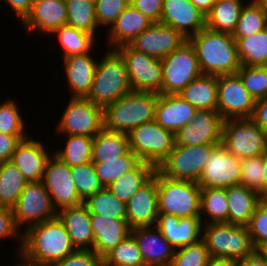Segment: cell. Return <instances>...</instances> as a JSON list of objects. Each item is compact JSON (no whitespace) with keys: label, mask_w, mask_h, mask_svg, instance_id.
Listing matches in <instances>:
<instances>
[{"label":"cell","mask_w":267,"mask_h":266,"mask_svg":"<svg viewBox=\"0 0 267 266\" xmlns=\"http://www.w3.org/2000/svg\"><path fill=\"white\" fill-rule=\"evenodd\" d=\"M206 266H236V260L211 257Z\"/></svg>","instance_id":"6125c7cd"},{"label":"cell","mask_w":267,"mask_h":266,"mask_svg":"<svg viewBox=\"0 0 267 266\" xmlns=\"http://www.w3.org/2000/svg\"><path fill=\"white\" fill-rule=\"evenodd\" d=\"M28 135H7L0 133V162L11 161L17 145Z\"/></svg>","instance_id":"9f6ffc18"},{"label":"cell","mask_w":267,"mask_h":266,"mask_svg":"<svg viewBox=\"0 0 267 266\" xmlns=\"http://www.w3.org/2000/svg\"><path fill=\"white\" fill-rule=\"evenodd\" d=\"M259 1L263 4L265 10L267 11V0H259Z\"/></svg>","instance_id":"e7e4bbea"},{"label":"cell","mask_w":267,"mask_h":266,"mask_svg":"<svg viewBox=\"0 0 267 266\" xmlns=\"http://www.w3.org/2000/svg\"><path fill=\"white\" fill-rule=\"evenodd\" d=\"M145 266H170L175 249L154 227L131 229Z\"/></svg>","instance_id":"603a6c76"},{"label":"cell","mask_w":267,"mask_h":266,"mask_svg":"<svg viewBox=\"0 0 267 266\" xmlns=\"http://www.w3.org/2000/svg\"><path fill=\"white\" fill-rule=\"evenodd\" d=\"M198 109L178 94H158L155 121L174 134L192 121Z\"/></svg>","instance_id":"d4e9b609"},{"label":"cell","mask_w":267,"mask_h":266,"mask_svg":"<svg viewBox=\"0 0 267 266\" xmlns=\"http://www.w3.org/2000/svg\"><path fill=\"white\" fill-rule=\"evenodd\" d=\"M241 65L267 66V28L236 40Z\"/></svg>","instance_id":"d590c367"},{"label":"cell","mask_w":267,"mask_h":266,"mask_svg":"<svg viewBox=\"0 0 267 266\" xmlns=\"http://www.w3.org/2000/svg\"><path fill=\"white\" fill-rule=\"evenodd\" d=\"M91 227L94 232L93 251L101 258L131 234L126 219H111L91 214Z\"/></svg>","instance_id":"4316f807"},{"label":"cell","mask_w":267,"mask_h":266,"mask_svg":"<svg viewBox=\"0 0 267 266\" xmlns=\"http://www.w3.org/2000/svg\"><path fill=\"white\" fill-rule=\"evenodd\" d=\"M237 74L255 100L267 97V66L241 65Z\"/></svg>","instance_id":"bcb514c9"},{"label":"cell","mask_w":267,"mask_h":266,"mask_svg":"<svg viewBox=\"0 0 267 266\" xmlns=\"http://www.w3.org/2000/svg\"><path fill=\"white\" fill-rule=\"evenodd\" d=\"M263 156L241 159L240 184L258 192L263 197Z\"/></svg>","instance_id":"f907efd6"},{"label":"cell","mask_w":267,"mask_h":266,"mask_svg":"<svg viewBox=\"0 0 267 266\" xmlns=\"http://www.w3.org/2000/svg\"><path fill=\"white\" fill-rule=\"evenodd\" d=\"M49 157L42 183L51 197L54 208L58 211L65 207L82 204L71 174V167L64 163L54 152Z\"/></svg>","instance_id":"9a60e30c"},{"label":"cell","mask_w":267,"mask_h":266,"mask_svg":"<svg viewBox=\"0 0 267 266\" xmlns=\"http://www.w3.org/2000/svg\"><path fill=\"white\" fill-rule=\"evenodd\" d=\"M241 158L220 143L213 150L198 180L201 189L228 188L240 184Z\"/></svg>","instance_id":"2e32d148"},{"label":"cell","mask_w":267,"mask_h":266,"mask_svg":"<svg viewBox=\"0 0 267 266\" xmlns=\"http://www.w3.org/2000/svg\"><path fill=\"white\" fill-rule=\"evenodd\" d=\"M103 266H145L132 234L123 239L103 258Z\"/></svg>","instance_id":"ee69618b"},{"label":"cell","mask_w":267,"mask_h":266,"mask_svg":"<svg viewBox=\"0 0 267 266\" xmlns=\"http://www.w3.org/2000/svg\"><path fill=\"white\" fill-rule=\"evenodd\" d=\"M155 170L154 165L140 161L132 170L112 182L107 189L119 200L127 203L136 191L154 175Z\"/></svg>","instance_id":"1f68e13d"},{"label":"cell","mask_w":267,"mask_h":266,"mask_svg":"<svg viewBox=\"0 0 267 266\" xmlns=\"http://www.w3.org/2000/svg\"><path fill=\"white\" fill-rule=\"evenodd\" d=\"M140 162L139 158L129 150L119 159L106 160L93 163L95 173L104 188L116 181L124 173L132 170Z\"/></svg>","instance_id":"7bdbcfd3"},{"label":"cell","mask_w":267,"mask_h":266,"mask_svg":"<svg viewBox=\"0 0 267 266\" xmlns=\"http://www.w3.org/2000/svg\"><path fill=\"white\" fill-rule=\"evenodd\" d=\"M22 21L31 10L35 0H4Z\"/></svg>","instance_id":"91938a15"},{"label":"cell","mask_w":267,"mask_h":266,"mask_svg":"<svg viewBox=\"0 0 267 266\" xmlns=\"http://www.w3.org/2000/svg\"><path fill=\"white\" fill-rule=\"evenodd\" d=\"M129 151L128 135L105 127L93 139L92 162L119 159Z\"/></svg>","instance_id":"d6a6232c"},{"label":"cell","mask_w":267,"mask_h":266,"mask_svg":"<svg viewBox=\"0 0 267 266\" xmlns=\"http://www.w3.org/2000/svg\"><path fill=\"white\" fill-rule=\"evenodd\" d=\"M157 101L156 93L131 91L104 108V127L128 134L139 125L154 121Z\"/></svg>","instance_id":"277c9868"},{"label":"cell","mask_w":267,"mask_h":266,"mask_svg":"<svg viewBox=\"0 0 267 266\" xmlns=\"http://www.w3.org/2000/svg\"><path fill=\"white\" fill-rule=\"evenodd\" d=\"M21 263L27 266H53L77 249L58 217L22 231Z\"/></svg>","instance_id":"6da1fadb"},{"label":"cell","mask_w":267,"mask_h":266,"mask_svg":"<svg viewBox=\"0 0 267 266\" xmlns=\"http://www.w3.org/2000/svg\"><path fill=\"white\" fill-rule=\"evenodd\" d=\"M250 119L267 133V97L256 100Z\"/></svg>","instance_id":"6f0895ef"},{"label":"cell","mask_w":267,"mask_h":266,"mask_svg":"<svg viewBox=\"0 0 267 266\" xmlns=\"http://www.w3.org/2000/svg\"><path fill=\"white\" fill-rule=\"evenodd\" d=\"M124 59L132 91L162 94L161 59L138 52L129 45L115 49Z\"/></svg>","instance_id":"8fae6325"},{"label":"cell","mask_w":267,"mask_h":266,"mask_svg":"<svg viewBox=\"0 0 267 266\" xmlns=\"http://www.w3.org/2000/svg\"><path fill=\"white\" fill-rule=\"evenodd\" d=\"M53 266H103V261L93 250H76Z\"/></svg>","instance_id":"f5cc1de1"},{"label":"cell","mask_w":267,"mask_h":266,"mask_svg":"<svg viewBox=\"0 0 267 266\" xmlns=\"http://www.w3.org/2000/svg\"><path fill=\"white\" fill-rule=\"evenodd\" d=\"M126 221L131 229L152 227L158 217L157 169L126 203Z\"/></svg>","instance_id":"d6986e66"},{"label":"cell","mask_w":267,"mask_h":266,"mask_svg":"<svg viewBox=\"0 0 267 266\" xmlns=\"http://www.w3.org/2000/svg\"><path fill=\"white\" fill-rule=\"evenodd\" d=\"M160 23L173 27L188 40L206 27V15L190 0H163Z\"/></svg>","instance_id":"ffe728a7"},{"label":"cell","mask_w":267,"mask_h":266,"mask_svg":"<svg viewBox=\"0 0 267 266\" xmlns=\"http://www.w3.org/2000/svg\"><path fill=\"white\" fill-rule=\"evenodd\" d=\"M185 41L186 39L173 27L156 22L137 35L129 46L138 52L163 59Z\"/></svg>","instance_id":"ac0fdd59"},{"label":"cell","mask_w":267,"mask_h":266,"mask_svg":"<svg viewBox=\"0 0 267 266\" xmlns=\"http://www.w3.org/2000/svg\"><path fill=\"white\" fill-rule=\"evenodd\" d=\"M64 149L54 153L70 167L92 162L93 137L87 135H67Z\"/></svg>","instance_id":"ab89813d"},{"label":"cell","mask_w":267,"mask_h":266,"mask_svg":"<svg viewBox=\"0 0 267 266\" xmlns=\"http://www.w3.org/2000/svg\"><path fill=\"white\" fill-rule=\"evenodd\" d=\"M90 53L71 55L63 59L72 97H86L90 92L98 62Z\"/></svg>","instance_id":"f1b7e54d"},{"label":"cell","mask_w":267,"mask_h":266,"mask_svg":"<svg viewBox=\"0 0 267 266\" xmlns=\"http://www.w3.org/2000/svg\"><path fill=\"white\" fill-rule=\"evenodd\" d=\"M129 150L140 161L156 168L170 154L175 145V134L163 128L155 120L143 123L128 134Z\"/></svg>","instance_id":"52a82bcc"},{"label":"cell","mask_w":267,"mask_h":266,"mask_svg":"<svg viewBox=\"0 0 267 266\" xmlns=\"http://www.w3.org/2000/svg\"><path fill=\"white\" fill-rule=\"evenodd\" d=\"M244 5L242 0H217L206 15V28L232 34Z\"/></svg>","instance_id":"836d02e7"},{"label":"cell","mask_w":267,"mask_h":266,"mask_svg":"<svg viewBox=\"0 0 267 266\" xmlns=\"http://www.w3.org/2000/svg\"><path fill=\"white\" fill-rule=\"evenodd\" d=\"M155 227L175 250L202 239L200 217L178 218L169 213H158Z\"/></svg>","instance_id":"44dd1931"},{"label":"cell","mask_w":267,"mask_h":266,"mask_svg":"<svg viewBox=\"0 0 267 266\" xmlns=\"http://www.w3.org/2000/svg\"><path fill=\"white\" fill-rule=\"evenodd\" d=\"M267 28V11L259 0L246 3L239 16L232 36L235 40L260 32Z\"/></svg>","instance_id":"74e56055"},{"label":"cell","mask_w":267,"mask_h":266,"mask_svg":"<svg viewBox=\"0 0 267 266\" xmlns=\"http://www.w3.org/2000/svg\"><path fill=\"white\" fill-rule=\"evenodd\" d=\"M152 22L147 16L143 15L138 9L129 4L117 17L109 29L108 44L111 50L129 43L144 30L149 28Z\"/></svg>","instance_id":"83f0119b"},{"label":"cell","mask_w":267,"mask_h":266,"mask_svg":"<svg viewBox=\"0 0 267 266\" xmlns=\"http://www.w3.org/2000/svg\"><path fill=\"white\" fill-rule=\"evenodd\" d=\"M90 214L107 218L126 219V203L119 200L107 188L97 191L83 202Z\"/></svg>","instance_id":"60d3db41"},{"label":"cell","mask_w":267,"mask_h":266,"mask_svg":"<svg viewBox=\"0 0 267 266\" xmlns=\"http://www.w3.org/2000/svg\"><path fill=\"white\" fill-rule=\"evenodd\" d=\"M61 116L57 126L61 134L94 138L104 128V108L86 97H71Z\"/></svg>","instance_id":"7c38bea8"},{"label":"cell","mask_w":267,"mask_h":266,"mask_svg":"<svg viewBox=\"0 0 267 266\" xmlns=\"http://www.w3.org/2000/svg\"><path fill=\"white\" fill-rule=\"evenodd\" d=\"M217 145L184 146L175 144L170 154L156 169L162 175L174 180L198 182L212 150Z\"/></svg>","instance_id":"ba28073f"},{"label":"cell","mask_w":267,"mask_h":266,"mask_svg":"<svg viewBox=\"0 0 267 266\" xmlns=\"http://www.w3.org/2000/svg\"><path fill=\"white\" fill-rule=\"evenodd\" d=\"M57 217L63 223L77 250H93L91 214L84 203L58 210Z\"/></svg>","instance_id":"484cf974"},{"label":"cell","mask_w":267,"mask_h":266,"mask_svg":"<svg viewBox=\"0 0 267 266\" xmlns=\"http://www.w3.org/2000/svg\"><path fill=\"white\" fill-rule=\"evenodd\" d=\"M14 219L17 227H28L52 220L57 217L51 197L42 181L28 182L18 197L16 206L13 208ZM20 226V227H19Z\"/></svg>","instance_id":"4fadbf2b"},{"label":"cell","mask_w":267,"mask_h":266,"mask_svg":"<svg viewBox=\"0 0 267 266\" xmlns=\"http://www.w3.org/2000/svg\"><path fill=\"white\" fill-rule=\"evenodd\" d=\"M263 156L264 171H263V198H267V149Z\"/></svg>","instance_id":"be15d7a7"},{"label":"cell","mask_w":267,"mask_h":266,"mask_svg":"<svg viewBox=\"0 0 267 266\" xmlns=\"http://www.w3.org/2000/svg\"><path fill=\"white\" fill-rule=\"evenodd\" d=\"M103 58L97 62L91 89L86 98L93 104L105 108L130 93L132 89L121 55L110 49Z\"/></svg>","instance_id":"3957f363"},{"label":"cell","mask_w":267,"mask_h":266,"mask_svg":"<svg viewBox=\"0 0 267 266\" xmlns=\"http://www.w3.org/2000/svg\"><path fill=\"white\" fill-rule=\"evenodd\" d=\"M255 103L238 74L218 76L217 112L224 120L251 118Z\"/></svg>","instance_id":"5bb4252c"},{"label":"cell","mask_w":267,"mask_h":266,"mask_svg":"<svg viewBox=\"0 0 267 266\" xmlns=\"http://www.w3.org/2000/svg\"><path fill=\"white\" fill-rule=\"evenodd\" d=\"M194 47L203 74H237L241 67L236 40L232 34L201 29L188 39Z\"/></svg>","instance_id":"7a4b0ae2"},{"label":"cell","mask_w":267,"mask_h":266,"mask_svg":"<svg viewBox=\"0 0 267 266\" xmlns=\"http://www.w3.org/2000/svg\"><path fill=\"white\" fill-rule=\"evenodd\" d=\"M21 23L28 31L49 35L58 27L67 25L66 1L35 0Z\"/></svg>","instance_id":"7402d4cb"},{"label":"cell","mask_w":267,"mask_h":266,"mask_svg":"<svg viewBox=\"0 0 267 266\" xmlns=\"http://www.w3.org/2000/svg\"><path fill=\"white\" fill-rule=\"evenodd\" d=\"M211 256L201 239L175 250L170 266H206Z\"/></svg>","instance_id":"7dc6e473"},{"label":"cell","mask_w":267,"mask_h":266,"mask_svg":"<svg viewBox=\"0 0 267 266\" xmlns=\"http://www.w3.org/2000/svg\"><path fill=\"white\" fill-rule=\"evenodd\" d=\"M16 100L9 99L0 104V133L7 135H28Z\"/></svg>","instance_id":"681fc988"},{"label":"cell","mask_w":267,"mask_h":266,"mask_svg":"<svg viewBox=\"0 0 267 266\" xmlns=\"http://www.w3.org/2000/svg\"><path fill=\"white\" fill-rule=\"evenodd\" d=\"M128 5L126 0H96L95 16L98 27L107 25L111 27Z\"/></svg>","instance_id":"816d5d0a"},{"label":"cell","mask_w":267,"mask_h":266,"mask_svg":"<svg viewBox=\"0 0 267 266\" xmlns=\"http://www.w3.org/2000/svg\"><path fill=\"white\" fill-rule=\"evenodd\" d=\"M203 225L202 240L211 257L238 260L255 251L247 226L227 222Z\"/></svg>","instance_id":"8992f818"},{"label":"cell","mask_w":267,"mask_h":266,"mask_svg":"<svg viewBox=\"0 0 267 266\" xmlns=\"http://www.w3.org/2000/svg\"><path fill=\"white\" fill-rule=\"evenodd\" d=\"M71 174L79 197L83 201L104 188L95 173L93 162L71 167Z\"/></svg>","instance_id":"f6af8a7d"},{"label":"cell","mask_w":267,"mask_h":266,"mask_svg":"<svg viewBox=\"0 0 267 266\" xmlns=\"http://www.w3.org/2000/svg\"><path fill=\"white\" fill-rule=\"evenodd\" d=\"M4 207H3V205H2V203L0 202V209H3Z\"/></svg>","instance_id":"003e7915"},{"label":"cell","mask_w":267,"mask_h":266,"mask_svg":"<svg viewBox=\"0 0 267 266\" xmlns=\"http://www.w3.org/2000/svg\"><path fill=\"white\" fill-rule=\"evenodd\" d=\"M158 212L178 218L200 217L201 188L197 182L174 180L157 170Z\"/></svg>","instance_id":"5b68a950"},{"label":"cell","mask_w":267,"mask_h":266,"mask_svg":"<svg viewBox=\"0 0 267 266\" xmlns=\"http://www.w3.org/2000/svg\"><path fill=\"white\" fill-rule=\"evenodd\" d=\"M210 218L206 221L203 215ZM200 218L205 224L229 223V206L226 197V188L201 189Z\"/></svg>","instance_id":"8d00e7d4"},{"label":"cell","mask_w":267,"mask_h":266,"mask_svg":"<svg viewBox=\"0 0 267 266\" xmlns=\"http://www.w3.org/2000/svg\"><path fill=\"white\" fill-rule=\"evenodd\" d=\"M50 156L43 143L27 137L17 145L11 162L17 166L27 182H38L43 179Z\"/></svg>","instance_id":"cb8c5ba5"},{"label":"cell","mask_w":267,"mask_h":266,"mask_svg":"<svg viewBox=\"0 0 267 266\" xmlns=\"http://www.w3.org/2000/svg\"><path fill=\"white\" fill-rule=\"evenodd\" d=\"M131 5L152 22H161L163 0H133Z\"/></svg>","instance_id":"11a10c76"},{"label":"cell","mask_w":267,"mask_h":266,"mask_svg":"<svg viewBox=\"0 0 267 266\" xmlns=\"http://www.w3.org/2000/svg\"><path fill=\"white\" fill-rule=\"evenodd\" d=\"M129 4H131V2L133 1V0H126Z\"/></svg>","instance_id":"a7ac6f4b"},{"label":"cell","mask_w":267,"mask_h":266,"mask_svg":"<svg viewBox=\"0 0 267 266\" xmlns=\"http://www.w3.org/2000/svg\"><path fill=\"white\" fill-rule=\"evenodd\" d=\"M15 266H27V265L20 262V263L16 264Z\"/></svg>","instance_id":"03108f58"},{"label":"cell","mask_w":267,"mask_h":266,"mask_svg":"<svg viewBox=\"0 0 267 266\" xmlns=\"http://www.w3.org/2000/svg\"><path fill=\"white\" fill-rule=\"evenodd\" d=\"M67 25L95 35L98 28L95 16V3L88 0H65Z\"/></svg>","instance_id":"b9f144b4"},{"label":"cell","mask_w":267,"mask_h":266,"mask_svg":"<svg viewBox=\"0 0 267 266\" xmlns=\"http://www.w3.org/2000/svg\"><path fill=\"white\" fill-rule=\"evenodd\" d=\"M27 180L11 161L0 162V202L4 208L13 209Z\"/></svg>","instance_id":"e575fe53"},{"label":"cell","mask_w":267,"mask_h":266,"mask_svg":"<svg viewBox=\"0 0 267 266\" xmlns=\"http://www.w3.org/2000/svg\"><path fill=\"white\" fill-rule=\"evenodd\" d=\"M229 206V223L247 226L255 208L263 197L256 191L241 184L226 188Z\"/></svg>","instance_id":"f546056e"},{"label":"cell","mask_w":267,"mask_h":266,"mask_svg":"<svg viewBox=\"0 0 267 266\" xmlns=\"http://www.w3.org/2000/svg\"><path fill=\"white\" fill-rule=\"evenodd\" d=\"M222 144L241 159L263 155L267 133L250 118L227 119L223 122Z\"/></svg>","instance_id":"9c48e42d"},{"label":"cell","mask_w":267,"mask_h":266,"mask_svg":"<svg viewBox=\"0 0 267 266\" xmlns=\"http://www.w3.org/2000/svg\"><path fill=\"white\" fill-rule=\"evenodd\" d=\"M252 244L257 251L267 249V198H263L247 225Z\"/></svg>","instance_id":"c3c4849f"},{"label":"cell","mask_w":267,"mask_h":266,"mask_svg":"<svg viewBox=\"0 0 267 266\" xmlns=\"http://www.w3.org/2000/svg\"><path fill=\"white\" fill-rule=\"evenodd\" d=\"M161 62L162 94H179L190 82L203 74L195 49L188 40L161 59Z\"/></svg>","instance_id":"30bf717a"},{"label":"cell","mask_w":267,"mask_h":266,"mask_svg":"<svg viewBox=\"0 0 267 266\" xmlns=\"http://www.w3.org/2000/svg\"><path fill=\"white\" fill-rule=\"evenodd\" d=\"M55 34L58 36V42L63 49V59L71 55L89 53L95 45L94 35L69 25L58 27L50 35Z\"/></svg>","instance_id":"f35d334b"},{"label":"cell","mask_w":267,"mask_h":266,"mask_svg":"<svg viewBox=\"0 0 267 266\" xmlns=\"http://www.w3.org/2000/svg\"><path fill=\"white\" fill-rule=\"evenodd\" d=\"M22 233L21 230L17 227L14 219L13 209L3 208L0 209V240L3 238H12L16 237L19 239V252L22 248ZM18 236V237H17Z\"/></svg>","instance_id":"db71d44e"},{"label":"cell","mask_w":267,"mask_h":266,"mask_svg":"<svg viewBox=\"0 0 267 266\" xmlns=\"http://www.w3.org/2000/svg\"><path fill=\"white\" fill-rule=\"evenodd\" d=\"M218 76L202 74L178 95L198 110L217 111Z\"/></svg>","instance_id":"4dcf8cb0"},{"label":"cell","mask_w":267,"mask_h":266,"mask_svg":"<svg viewBox=\"0 0 267 266\" xmlns=\"http://www.w3.org/2000/svg\"><path fill=\"white\" fill-rule=\"evenodd\" d=\"M236 266H267V254L255 250L251 255L236 260Z\"/></svg>","instance_id":"680465c9"},{"label":"cell","mask_w":267,"mask_h":266,"mask_svg":"<svg viewBox=\"0 0 267 266\" xmlns=\"http://www.w3.org/2000/svg\"><path fill=\"white\" fill-rule=\"evenodd\" d=\"M216 1L217 0H190V2L204 15H207L211 11L212 6Z\"/></svg>","instance_id":"94428289"},{"label":"cell","mask_w":267,"mask_h":266,"mask_svg":"<svg viewBox=\"0 0 267 266\" xmlns=\"http://www.w3.org/2000/svg\"><path fill=\"white\" fill-rule=\"evenodd\" d=\"M224 119L217 111L198 110L192 121L175 133V144L200 146L222 143Z\"/></svg>","instance_id":"e0dca14e"}]
</instances>
